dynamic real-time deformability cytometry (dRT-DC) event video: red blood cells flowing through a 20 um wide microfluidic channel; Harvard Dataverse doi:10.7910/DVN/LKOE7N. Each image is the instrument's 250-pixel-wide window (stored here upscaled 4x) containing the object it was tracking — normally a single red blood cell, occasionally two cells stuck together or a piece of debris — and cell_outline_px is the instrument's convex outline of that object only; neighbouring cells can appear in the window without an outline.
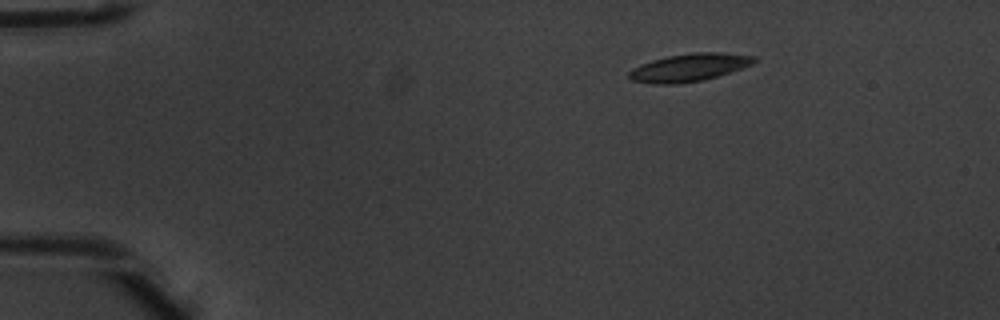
{"species": "common noctule bat (a hibernating species)", "species_latin": "Nyctalus noctula", "temperature_condition": "warm", "stored_images_in_passage": 5, "camera_frame_rate_fps": 3000, "um_per_image_px": 0.085, "animal": {"sex": "male", "body_mass_g": 20.1, "forearm_length_mm": 53.5}, "frame": {"image": 1, "passage_image": 5, "time_ms": 1.333, "image_size_px": [1000, 320], "cell_outline_px": [[756, 60], [752, 64], [716, 76], [700, 80], [676, 84], [652, 84], [632, 80], [628, 76], [628, 72], [632, 68], [640, 64], [652, 60], [668, 56], [692, 52], [720, 52], [756, 56]], "centroid_in_image_um": [58.53, 5.73], "position_along_channel_um": 26.5, "area_um2": 20.06}}